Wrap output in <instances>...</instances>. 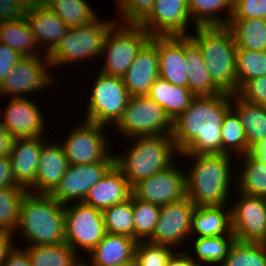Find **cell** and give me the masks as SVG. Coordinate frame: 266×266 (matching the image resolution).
Wrapping results in <instances>:
<instances>
[{
  "instance_id": "obj_1",
  "label": "cell",
  "mask_w": 266,
  "mask_h": 266,
  "mask_svg": "<svg viewBox=\"0 0 266 266\" xmlns=\"http://www.w3.org/2000/svg\"><path fill=\"white\" fill-rule=\"evenodd\" d=\"M231 94L195 96L173 121L172 139L181 155L221 154V128Z\"/></svg>"
},
{
  "instance_id": "obj_2",
  "label": "cell",
  "mask_w": 266,
  "mask_h": 266,
  "mask_svg": "<svg viewBox=\"0 0 266 266\" xmlns=\"http://www.w3.org/2000/svg\"><path fill=\"white\" fill-rule=\"evenodd\" d=\"M194 160L186 173L187 197L195 206L229 205V194L234 184L231 170L232 155H182ZM192 158V159H191ZM228 200V201H227Z\"/></svg>"
},
{
  "instance_id": "obj_3",
  "label": "cell",
  "mask_w": 266,
  "mask_h": 266,
  "mask_svg": "<svg viewBox=\"0 0 266 266\" xmlns=\"http://www.w3.org/2000/svg\"><path fill=\"white\" fill-rule=\"evenodd\" d=\"M64 204L50 194L26 192L19 209V220L14 232L28 245L65 243Z\"/></svg>"
},
{
  "instance_id": "obj_4",
  "label": "cell",
  "mask_w": 266,
  "mask_h": 266,
  "mask_svg": "<svg viewBox=\"0 0 266 266\" xmlns=\"http://www.w3.org/2000/svg\"><path fill=\"white\" fill-rule=\"evenodd\" d=\"M191 40L199 47L212 82L224 93L236 94L237 47L231 29L226 26H196Z\"/></svg>"
},
{
  "instance_id": "obj_5",
  "label": "cell",
  "mask_w": 266,
  "mask_h": 266,
  "mask_svg": "<svg viewBox=\"0 0 266 266\" xmlns=\"http://www.w3.org/2000/svg\"><path fill=\"white\" fill-rule=\"evenodd\" d=\"M131 141L127 153L115 155V165L123 172L131 188L172 165L174 155L181 156L172 135L134 137Z\"/></svg>"
},
{
  "instance_id": "obj_6",
  "label": "cell",
  "mask_w": 266,
  "mask_h": 266,
  "mask_svg": "<svg viewBox=\"0 0 266 266\" xmlns=\"http://www.w3.org/2000/svg\"><path fill=\"white\" fill-rule=\"evenodd\" d=\"M112 20L108 22L97 18L86 26L68 28L63 39L47 55L51 67L60 68L65 64L101 56L105 36L118 21Z\"/></svg>"
},
{
  "instance_id": "obj_7",
  "label": "cell",
  "mask_w": 266,
  "mask_h": 266,
  "mask_svg": "<svg viewBox=\"0 0 266 266\" xmlns=\"http://www.w3.org/2000/svg\"><path fill=\"white\" fill-rule=\"evenodd\" d=\"M117 20L103 42L101 56L103 55L105 62L100 72L122 78L135 56L151 39V35L141 26L119 25L121 20Z\"/></svg>"
},
{
  "instance_id": "obj_8",
  "label": "cell",
  "mask_w": 266,
  "mask_h": 266,
  "mask_svg": "<svg viewBox=\"0 0 266 266\" xmlns=\"http://www.w3.org/2000/svg\"><path fill=\"white\" fill-rule=\"evenodd\" d=\"M116 131L129 139L134 137L172 135L173 121L163 107L148 95L129 98Z\"/></svg>"
},
{
  "instance_id": "obj_9",
  "label": "cell",
  "mask_w": 266,
  "mask_h": 266,
  "mask_svg": "<svg viewBox=\"0 0 266 266\" xmlns=\"http://www.w3.org/2000/svg\"><path fill=\"white\" fill-rule=\"evenodd\" d=\"M94 82L86 105L85 121L106 127L115 126L130 98L123 78L99 71Z\"/></svg>"
},
{
  "instance_id": "obj_10",
  "label": "cell",
  "mask_w": 266,
  "mask_h": 266,
  "mask_svg": "<svg viewBox=\"0 0 266 266\" xmlns=\"http://www.w3.org/2000/svg\"><path fill=\"white\" fill-rule=\"evenodd\" d=\"M65 242L78 254H88L105 236L106 229L101 210L83 202L64 205Z\"/></svg>"
},
{
  "instance_id": "obj_11",
  "label": "cell",
  "mask_w": 266,
  "mask_h": 266,
  "mask_svg": "<svg viewBox=\"0 0 266 266\" xmlns=\"http://www.w3.org/2000/svg\"><path fill=\"white\" fill-rule=\"evenodd\" d=\"M105 126L84 121L71 129L62 145L69 164H91L105 161L110 139L105 135Z\"/></svg>"
},
{
  "instance_id": "obj_12",
  "label": "cell",
  "mask_w": 266,
  "mask_h": 266,
  "mask_svg": "<svg viewBox=\"0 0 266 266\" xmlns=\"http://www.w3.org/2000/svg\"><path fill=\"white\" fill-rule=\"evenodd\" d=\"M47 68L53 69L47 55L24 56L1 82L0 96L24 98L25 94L26 98V94L54 84V78Z\"/></svg>"
},
{
  "instance_id": "obj_13",
  "label": "cell",
  "mask_w": 266,
  "mask_h": 266,
  "mask_svg": "<svg viewBox=\"0 0 266 266\" xmlns=\"http://www.w3.org/2000/svg\"><path fill=\"white\" fill-rule=\"evenodd\" d=\"M238 193V199L230 206L236 241L266 243V198Z\"/></svg>"
},
{
  "instance_id": "obj_14",
  "label": "cell",
  "mask_w": 266,
  "mask_h": 266,
  "mask_svg": "<svg viewBox=\"0 0 266 266\" xmlns=\"http://www.w3.org/2000/svg\"><path fill=\"white\" fill-rule=\"evenodd\" d=\"M132 194L160 207L181 201L187 197L186 171L178 168L174 161L166 169L137 182L132 187Z\"/></svg>"
},
{
  "instance_id": "obj_15",
  "label": "cell",
  "mask_w": 266,
  "mask_h": 266,
  "mask_svg": "<svg viewBox=\"0 0 266 266\" xmlns=\"http://www.w3.org/2000/svg\"><path fill=\"white\" fill-rule=\"evenodd\" d=\"M115 164V155L105 161L91 164H69L59 185L50 194L61 204L83 202L89 190ZM78 200V201H77Z\"/></svg>"
},
{
  "instance_id": "obj_16",
  "label": "cell",
  "mask_w": 266,
  "mask_h": 266,
  "mask_svg": "<svg viewBox=\"0 0 266 266\" xmlns=\"http://www.w3.org/2000/svg\"><path fill=\"white\" fill-rule=\"evenodd\" d=\"M195 207L188 197L162 206L154 233L148 241L171 246L174 249L180 246L183 250L180 244L190 239L192 214Z\"/></svg>"
},
{
  "instance_id": "obj_17",
  "label": "cell",
  "mask_w": 266,
  "mask_h": 266,
  "mask_svg": "<svg viewBox=\"0 0 266 266\" xmlns=\"http://www.w3.org/2000/svg\"><path fill=\"white\" fill-rule=\"evenodd\" d=\"M40 109L27 97L11 98L4 116L0 111V124L13 138L44 137L46 124Z\"/></svg>"
},
{
  "instance_id": "obj_18",
  "label": "cell",
  "mask_w": 266,
  "mask_h": 266,
  "mask_svg": "<svg viewBox=\"0 0 266 266\" xmlns=\"http://www.w3.org/2000/svg\"><path fill=\"white\" fill-rule=\"evenodd\" d=\"M188 0H155L150 16L140 25L151 36L189 35Z\"/></svg>"
},
{
  "instance_id": "obj_19",
  "label": "cell",
  "mask_w": 266,
  "mask_h": 266,
  "mask_svg": "<svg viewBox=\"0 0 266 266\" xmlns=\"http://www.w3.org/2000/svg\"><path fill=\"white\" fill-rule=\"evenodd\" d=\"M158 77L157 36H151L122 78L128 94L132 97L147 95Z\"/></svg>"
},
{
  "instance_id": "obj_20",
  "label": "cell",
  "mask_w": 266,
  "mask_h": 266,
  "mask_svg": "<svg viewBox=\"0 0 266 266\" xmlns=\"http://www.w3.org/2000/svg\"><path fill=\"white\" fill-rule=\"evenodd\" d=\"M159 77L172 85L188 88L185 35L157 36Z\"/></svg>"
},
{
  "instance_id": "obj_21",
  "label": "cell",
  "mask_w": 266,
  "mask_h": 266,
  "mask_svg": "<svg viewBox=\"0 0 266 266\" xmlns=\"http://www.w3.org/2000/svg\"><path fill=\"white\" fill-rule=\"evenodd\" d=\"M47 141L42 149L34 183L27 189L35 194H51L69 167L60 143ZM32 188V189H30ZM32 190V191H31Z\"/></svg>"
},
{
  "instance_id": "obj_22",
  "label": "cell",
  "mask_w": 266,
  "mask_h": 266,
  "mask_svg": "<svg viewBox=\"0 0 266 266\" xmlns=\"http://www.w3.org/2000/svg\"><path fill=\"white\" fill-rule=\"evenodd\" d=\"M44 137L14 138L9 158L15 183L26 190L34 183Z\"/></svg>"
},
{
  "instance_id": "obj_23",
  "label": "cell",
  "mask_w": 266,
  "mask_h": 266,
  "mask_svg": "<svg viewBox=\"0 0 266 266\" xmlns=\"http://www.w3.org/2000/svg\"><path fill=\"white\" fill-rule=\"evenodd\" d=\"M132 188L123 172L114 164L88 192L83 203L103 211L129 199Z\"/></svg>"
},
{
  "instance_id": "obj_24",
  "label": "cell",
  "mask_w": 266,
  "mask_h": 266,
  "mask_svg": "<svg viewBox=\"0 0 266 266\" xmlns=\"http://www.w3.org/2000/svg\"><path fill=\"white\" fill-rule=\"evenodd\" d=\"M137 241L125 235L106 233L97 246L88 254L87 266L133 265Z\"/></svg>"
},
{
  "instance_id": "obj_25",
  "label": "cell",
  "mask_w": 266,
  "mask_h": 266,
  "mask_svg": "<svg viewBox=\"0 0 266 266\" xmlns=\"http://www.w3.org/2000/svg\"><path fill=\"white\" fill-rule=\"evenodd\" d=\"M25 18L30 25L39 47L42 42L44 43V46L46 45L44 48L46 49V55H48L63 39L69 28L45 4L26 11Z\"/></svg>"
},
{
  "instance_id": "obj_26",
  "label": "cell",
  "mask_w": 266,
  "mask_h": 266,
  "mask_svg": "<svg viewBox=\"0 0 266 266\" xmlns=\"http://www.w3.org/2000/svg\"><path fill=\"white\" fill-rule=\"evenodd\" d=\"M226 206H196L192 214L191 240L194 237L234 235L231 226V208L230 205L228 208Z\"/></svg>"
},
{
  "instance_id": "obj_27",
  "label": "cell",
  "mask_w": 266,
  "mask_h": 266,
  "mask_svg": "<svg viewBox=\"0 0 266 266\" xmlns=\"http://www.w3.org/2000/svg\"><path fill=\"white\" fill-rule=\"evenodd\" d=\"M185 61L188 88L194 96H216L223 93L211 80L199 47L185 35Z\"/></svg>"
},
{
  "instance_id": "obj_28",
  "label": "cell",
  "mask_w": 266,
  "mask_h": 266,
  "mask_svg": "<svg viewBox=\"0 0 266 266\" xmlns=\"http://www.w3.org/2000/svg\"><path fill=\"white\" fill-rule=\"evenodd\" d=\"M231 108L240 118L250 149L266 138V106L250 103L236 93L231 94Z\"/></svg>"
},
{
  "instance_id": "obj_29",
  "label": "cell",
  "mask_w": 266,
  "mask_h": 266,
  "mask_svg": "<svg viewBox=\"0 0 266 266\" xmlns=\"http://www.w3.org/2000/svg\"><path fill=\"white\" fill-rule=\"evenodd\" d=\"M147 95L164 108L172 121H175L195 97L189 88L172 85L161 77L154 81Z\"/></svg>"
},
{
  "instance_id": "obj_30",
  "label": "cell",
  "mask_w": 266,
  "mask_h": 266,
  "mask_svg": "<svg viewBox=\"0 0 266 266\" xmlns=\"http://www.w3.org/2000/svg\"><path fill=\"white\" fill-rule=\"evenodd\" d=\"M0 42L16 50L23 57L46 55L45 52L41 53L43 49H41L42 47L39 49V44L25 17L19 20L1 22Z\"/></svg>"
},
{
  "instance_id": "obj_31",
  "label": "cell",
  "mask_w": 266,
  "mask_h": 266,
  "mask_svg": "<svg viewBox=\"0 0 266 266\" xmlns=\"http://www.w3.org/2000/svg\"><path fill=\"white\" fill-rule=\"evenodd\" d=\"M239 163L242 169L235 175L237 191L249 196L266 198V164L262 163L250 153L240 156Z\"/></svg>"
},
{
  "instance_id": "obj_32",
  "label": "cell",
  "mask_w": 266,
  "mask_h": 266,
  "mask_svg": "<svg viewBox=\"0 0 266 266\" xmlns=\"http://www.w3.org/2000/svg\"><path fill=\"white\" fill-rule=\"evenodd\" d=\"M31 266H80L79 255L65 242L54 245H27Z\"/></svg>"
},
{
  "instance_id": "obj_33",
  "label": "cell",
  "mask_w": 266,
  "mask_h": 266,
  "mask_svg": "<svg viewBox=\"0 0 266 266\" xmlns=\"http://www.w3.org/2000/svg\"><path fill=\"white\" fill-rule=\"evenodd\" d=\"M227 26L237 49L266 51V19H231Z\"/></svg>"
},
{
  "instance_id": "obj_34",
  "label": "cell",
  "mask_w": 266,
  "mask_h": 266,
  "mask_svg": "<svg viewBox=\"0 0 266 266\" xmlns=\"http://www.w3.org/2000/svg\"><path fill=\"white\" fill-rule=\"evenodd\" d=\"M234 0H188V9L193 24L196 26H226L231 20ZM226 11L223 18L220 11ZM218 12V13H217Z\"/></svg>"
},
{
  "instance_id": "obj_35",
  "label": "cell",
  "mask_w": 266,
  "mask_h": 266,
  "mask_svg": "<svg viewBox=\"0 0 266 266\" xmlns=\"http://www.w3.org/2000/svg\"><path fill=\"white\" fill-rule=\"evenodd\" d=\"M44 4L69 28L86 26L99 18L86 0H44Z\"/></svg>"
},
{
  "instance_id": "obj_36",
  "label": "cell",
  "mask_w": 266,
  "mask_h": 266,
  "mask_svg": "<svg viewBox=\"0 0 266 266\" xmlns=\"http://www.w3.org/2000/svg\"><path fill=\"white\" fill-rule=\"evenodd\" d=\"M194 239V245H191L194 249L193 253L195 252V256H197L194 261L200 266L204 263L206 266H213L214 264L219 266L226 259L236 240L234 235L195 237Z\"/></svg>"
},
{
  "instance_id": "obj_37",
  "label": "cell",
  "mask_w": 266,
  "mask_h": 266,
  "mask_svg": "<svg viewBox=\"0 0 266 266\" xmlns=\"http://www.w3.org/2000/svg\"><path fill=\"white\" fill-rule=\"evenodd\" d=\"M244 128L237 113L231 108L224 116L221 128V154L243 156L250 153Z\"/></svg>"
},
{
  "instance_id": "obj_38",
  "label": "cell",
  "mask_w": 266,
  "mask_h": 266,
  "mask_svg": "<svg viewBox=\"0 0 266 266\" xmlns=\"http://www.w3.org/2000/svg\"><path fill=\"white\" fill-rule=\"evenodd\" d=\"M236 75L238 91L248 81L266 75V51L237 49Z\"/></svg>"
},
{
  "instance_id": "obj_39",
  "label": "cell",
  "mask_w": 266,
  "mask_h": 266,
  "mask_svg": "<svg viewBox=\"0 0 266 266\" xmlns=\"http://www.w3.org/2000/svg\"><path fill=\"white\" fill-rule=\"evenodd\" d=\"M107 233L125 235L134 239L132 193L125 202L102 211Z\"/></svg>"
},
{
  "instance_id": "obj_40",
  "label": "cell",
  "mask_w": 266,
  "mask_h": 266,
  "mask_svg": "<svg viewBox=\"0 0 266 266\" xmlns=\"http://www.w3.org/2000/svg\"><path fill=\"white\" fill-rule=\"evenodd\" d=\"M134 217V239L148 241L155 230L161 207L153 203L140 200L132 194Z\"/></svg>"
},
{
  "instance_id": "obj_41",
  "label": "cell",
  "mask_w": 266,
  "mask_h": 266,
  "mask_svg": "<svg viewBox=\"0 0 266 266\" xmlns=\"http://www.w3.org/2000/svg\"><path fill=\"white\" fill-rule=\"evenodd\" d=\"M219 266H266V243L235 240Z\"/></svg>"
},
{
  "instance_id": "obj_42",
  "label": "cell",
  "mask_w": 266,
  "mask_h": 266,
  "mask_svg": "<svg viewBox=\"0 0 266 266\" xmlns=\"http://www.w3.org/2000/svg\"><path fill=\"white\" fill-rule=\"evenodd\" d=\"M26 192L22 186L0 188V230L14 233L19 220L20 204Z\"/></svg>"
},
{
  "instance_id": "obj_43",
  "label": "cell",
  "mask_w": 266,
  "mask_h": 266,
  "mask_svg": "<svg viewBox=\"0 0 266 266\" xmlns=\"http://www.w3.org/2000/svg\"><path fill=\"white\" fill-rule=\"evenodd\" d=\"M172 253L171 246L138 241L133 266H166Z\"/></svg>"
},
{
  "instance_id": "obj_44",
  "label": "cell",
  "mask_w": 266,
  "mask_h": 266,
  "mask_svg": "<svg viewBox=\"0 0 266 266\" xmlns=\"http://www.w3.org/2000/svg\"><path fill=\"white\" fill-rule=\"evenodd\" d=\"M124 25L140 26L152 13L155 0H114Z\"/></svg>"
},
{
  "instance_id": "obj_45",
  "label": "cell",
  "mask_w": 266,
  "mask_h": 266,
  "mask_svg": "<svg viewBox=\"0 0 266 266\" xmlns=\"http://www.w3.org/2000/svg\"><path fill=\"white\" fill-rule=\"evenodd\" d=\"M266 19V0H234L231 19Z\"/></svg>"
},
{
  "instance_id": "obj_46",
  "label": "cell",
  "mask_w": 266,
  "mask_h": 266,
  "mask_svg": "<svg viewBox=\"0 0 266 266\" xmlns=\"http://www.w3.org/2000/svg\"><path fill=\"white\" fill-rule=\"evenodd\" d=\"M237 94L250 103L266 106V75L248 81Z\"/></svg>"
},
{
  "instance_id": "obj_47",
  "label": "cell",
  "mask_w": 266,
  "mask_h": 266,
  "mask_svg": "<svg viewBox=\"0 0 266 266\" xmlns=\"http://www.w3.org/2000/svg\"><path fill=\"white\" fill-rule=\"evenodd\" d=\"M23 56L0 42V84Z\"/></svg>"
},
{
  "instance_id": "obj_48",
  "label": "cell",
  "mask_w": 266,
  "mask_h": 266,
  "mask_svg": "<svg viewBox=\"0 0 266 266\" xmlns=\"http://www.w3.org/2000/svg\"><path fill=\"white\" fill-rule=\"evenodd\" d=\"M26 11L15 0H0V23L19 20Z\"/></svg>"
},
{
  "instance_id": "obj_49",
  "label": "cell",
  "mask_w": 266,
  "mask_h": 266,
  "mask_svg": "<svg viewBox=\"0 0 266 266\" xmlns=\"http://www.w3.org/2000/svg\"><path fill=\"white\" fill-rule=\"evenodd\" d=\"M19 187L15 183L9 155L0 157V188Z\"/></svg>"
},
{
  "instance_id": "obj_50",
  "label": "cell",
  "mask_w": 266,
  "mask_h": 266,
  "mask_svg": "<svg viewBox=\"0 0 266 266\" xmlns=\"http://www.w3.org/2000/svg\"><path fill=\"white\" fill-rule=\"evenodd\" d=\"M3 266H31L29 256L25 249L14 247L5 259Z\"/></svg>"
},
{
  "instance_id": "obj_51",
  "label": "cell",
  "mask_w": 266,
  "mask_h": 266,
  "mask_svg": "<svg viewBox=\"0 0 266 266\" xmlns=\"http://www.w3.org/2000/svg\"><path fill=\"white\" fill-rule=\"evenodd\" d=\"M14 234L16 235V233L0 230V266H3L5 259L15 247L12 243L14 242Z\"/></svg>"
},
{
  "instance_id": "obj_52",
  "label": "cell",
  "mask_w": 266,
  "mask_h": 266,
  "mask_svg": "<svg viewBox=\"0 0 266 266\" xmlns=\"http://www.w3.org/2000/svg\"><path fill=\"white\" fill-rule=\"evenodd\" d=\"M194 257L195 256H190L184 251L175 252L174 250L170 258L168 259L166 266H200L194 261Z\"/></svg>"
},
{
  "instance_id": "obj_53",
  "label": "cell",
  "mask_w": 266,
  "mask_h": 266,
  "mask_svg": "<svg viewBox=\"0 0 266 266\" xmlns=\"http://www.w3.org/2000/svg\"><path fill=\"white\" fill-rule=\"evenodd\" d=\"M13 140L14 138L0 124V157L10 154Z\"/></svg>"
},
{
  "instance_id": "obj_54",
  "label": "cell",
  "mask_w": 266,
  "mask_h": 266,
  "mask_svg": "<svg viewBox=\"0 0 266 266\" xmlns=\"http://www.w3.org/2000/svg\"><path fill=\"white\" fill-rule=\"evenodd\" d=\"M250 154L266 164V138L256 143L250 150Z\"/></svg>"
},
{
  "instance_id": "obj_55",
  "label": "cell",
  "mask_w": 266,
  "mask_h": 266,
  "mask_svg": "<svg viewBox=\"0 0 266 266\" xmlns=\"http://www.w3.org/2000/svg\"><path fill=\"white\" fill-rule=\"evenodd\" d=\"M25 11L44 4V0H15Z\"/></svg>"
},
{
  "instance_id": "obj_56",
  "label": "cell",
  "mask_w": 266,
  "mask_h": 266,
  "mask_svg": "<svg viewBox=\"0 0 266 266\" xmlns=\"http://www.w3.org/2000/svg\"><path fill=\"white\" fill-rule=\"evenodd\" d=\"M80 266H87V265L84 262H82Z\"/></svg>"
}]
</instances>
